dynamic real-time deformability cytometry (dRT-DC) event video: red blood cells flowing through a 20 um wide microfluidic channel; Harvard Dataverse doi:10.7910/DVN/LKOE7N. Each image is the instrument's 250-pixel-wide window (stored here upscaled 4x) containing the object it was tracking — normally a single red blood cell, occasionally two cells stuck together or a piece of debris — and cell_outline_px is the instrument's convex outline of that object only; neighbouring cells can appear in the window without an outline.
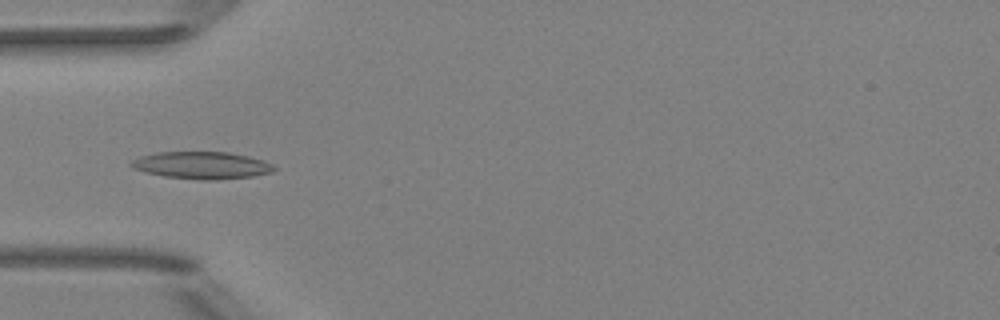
{"species": "Egyptian fruit bat (a non-hibernating species)", "species_latin": "Rousettus aegyptiacus", "temperature_condition": "room temperature", "stored_images_in_passage": 4, "camera_frame_rate_fps": 3000, "um_per_image_px": 0.085, "animal": {"sex": "female"}, "frame": {"image": 1, "passage_image": 4, "time_ms": 4.333, "image_size_px": [1000, 320], "cell_outline_px": [[276, 168], [272, 172], [252, 176], [216, 180], [200, 180], [164, 176], [144, 172], [128, 164], [132, 160], [140, 156], [156, 152], [228, 152], [248, 156], [272, 164]], "centroid_in_image_um": [17.13, 14.05], "position_along_channel_um": 67.9, "area_um2": 22.54}}